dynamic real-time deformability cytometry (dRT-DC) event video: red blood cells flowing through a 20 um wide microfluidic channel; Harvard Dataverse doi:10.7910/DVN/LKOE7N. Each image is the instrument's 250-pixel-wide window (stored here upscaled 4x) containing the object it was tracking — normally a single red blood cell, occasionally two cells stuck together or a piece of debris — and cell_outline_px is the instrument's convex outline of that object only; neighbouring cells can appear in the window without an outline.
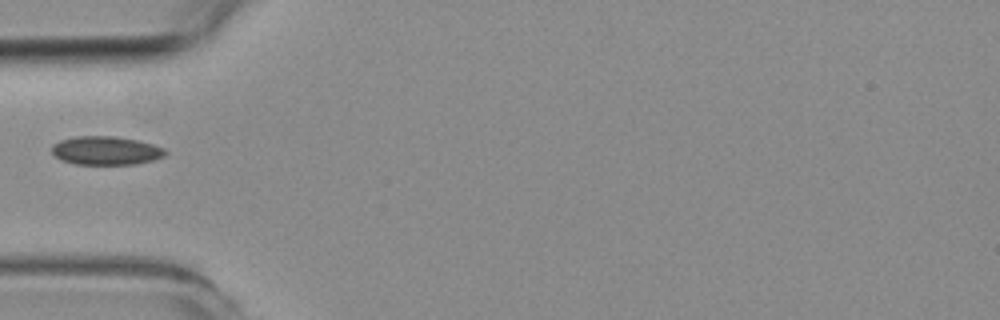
{"species": "common noctule bat (a hibernating species)", "species_latin": "Nyctalus noctula", "temperature_condition": "room temperature", "stored_images_in_passage": 32, "camera_frame_rate_fps": 3000, "um_per_image_px": 0.085, "animal": {"sex": "female", "body_mass_g": 19.3, "forearm_length_mm": 54.1}, "frame": {"image": 1, "passage_image": 1, "time_ms": 0.0, "image_size_px": [1000, 320], "cell_outline_px": [[168, 152], [164, 156], [152, 160], [136, 164], [76, 164], [64, 160], [56, 156], [52, 152], [52, 144], [60, 140], [76, 136], [116, 136], [140, 140], [164, 148]], "centroid_in_image_um": [9.03, 12.78], "position_along_channel_um": 76.0, "area_um2": 18.9}}
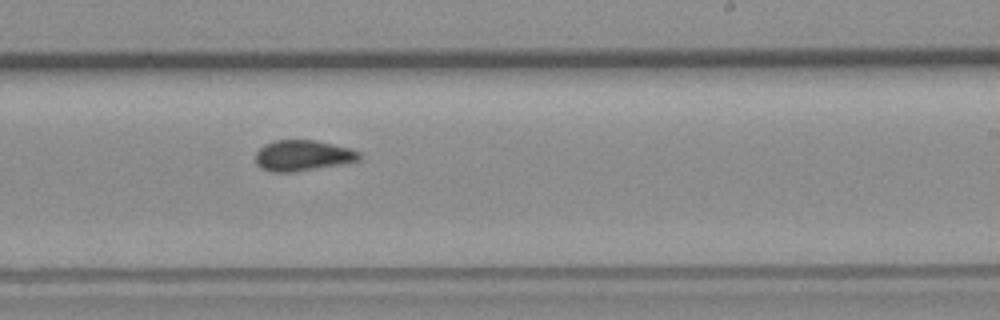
{"frame": {"image": 2, "passage_image": 16, "time_ms": 5.0, "image_size_px": [1000, 320], "cell_outline_px": [[360, 160], [340, 164], [296, 172], [272, 172], [260, 168], [256, 164], [256, 152], [264, 144], [276, 140], [316, 140], [352, 148], [360, 152]], "centroid_in_image_um": [25.73, 13.22], "position_along_channel_um": 263.3, "area_um2": 18.73}}
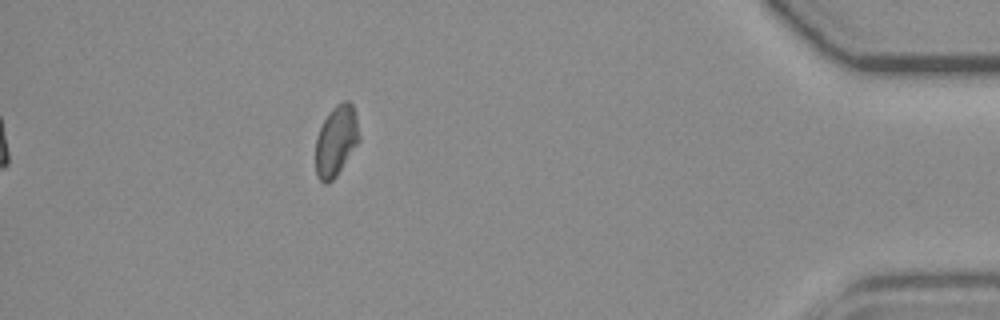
{"frame": {"image": 3, "passage_image": 32, "time_ms": 10.333, "image_size_px": [1000, 320], "cell_outline_px": [[360, 140], [336, 176], [328, 184], [324, 184], [316, 176], [316, 136], [328, 112], [336, 104], [344, 100], [348, 100], [352, 104], [356, 112], [360, 136]], "centroid_in_image_um": [28.58, 11.95], "position_along_channel_um": 406.6, "area_um2": 18.09}}